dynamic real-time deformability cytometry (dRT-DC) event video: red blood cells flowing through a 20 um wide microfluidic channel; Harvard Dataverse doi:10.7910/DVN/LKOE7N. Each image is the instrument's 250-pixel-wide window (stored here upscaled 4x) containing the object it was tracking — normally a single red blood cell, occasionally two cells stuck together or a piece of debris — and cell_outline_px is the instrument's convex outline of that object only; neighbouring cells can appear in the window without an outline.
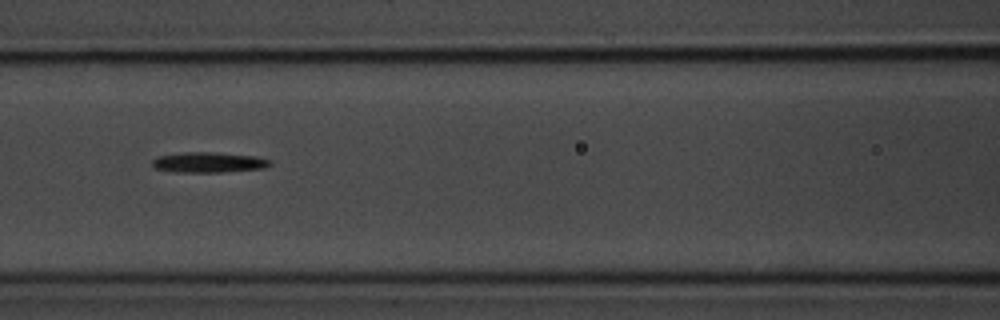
{"species": "common noctule bat (a hibernating species)", "species_latin": "Nyctalus noctula", "temperature_condition": "room temperature", "stored_images_in_passage": 9, "camera_frame_rate_fps": 3000, "um_per_image_px": 0.085, "animal": {"sex": "male", "body_mass_g": 20.1, "forearm_length_mm": 53.5}, "frame": {"image": 1, "passage_image": 7, "time_ms": 6.667, "image_size_px": [1000, 320], "cell_outline_px": [[272, 164], [264, 168], [220, 172], [176, 172], [152, 168], [152, 160], [156, 156], [184, 152], [216, 152], [256, 156], [272, 160]], "centroid_in_image_um": [17.72, 13.79], "position_along_channel_um": 148.9, "area_um2": 14.16}}
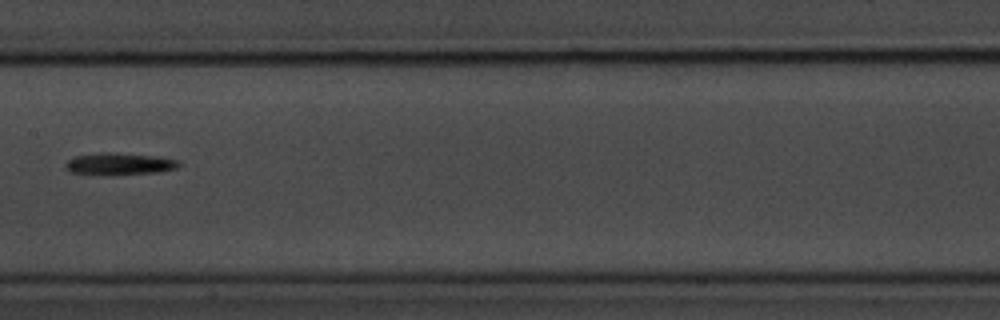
{"frame": {"image": 2, "passage_image": 8, "time_ms": 8.0, "image_size_px": [1000, 320], "cell_outline_px": [[180, 164], [176, 168], [160, 172], [116, 176], [100, 176], [72, 172], [64, 164], [68, 160], [76, 156], [104, 152], [112, 152], [156, 156], [176, 160]], "centroid_in_image_um": [10.13, 13.96], "position_along_channel_um": 197.3, "area_um2": 14.8}}